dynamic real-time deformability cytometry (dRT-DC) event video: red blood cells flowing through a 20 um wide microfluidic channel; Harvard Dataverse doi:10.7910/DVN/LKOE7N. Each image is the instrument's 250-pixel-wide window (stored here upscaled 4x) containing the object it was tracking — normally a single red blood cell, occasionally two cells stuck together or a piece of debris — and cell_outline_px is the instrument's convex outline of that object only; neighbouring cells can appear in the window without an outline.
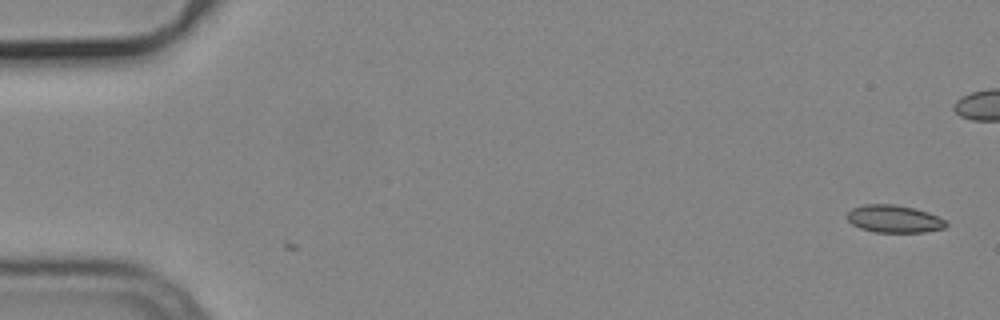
{"species": "common noctule bat (a hibernating species)", "species_latin": "Nyctalus noctula", "temperature_condition": "cold", "stored_images_in_passage": 4, "camera_frame_rate_fps": 3000, "um_per_image_px": 0.085, "animal": {"sex": "male", "body_mass_g": 19.2, "forearm_length_mm": 51.8}, "frame": {"image": 1, "passage_image": 4, "time_ms": 1.0, "image_size_px": [1000, 320], "cell_outline_px": [[948, 224], [944, 228], [924, 232], [876, 232], [860, 228], [852, 224], [844, 216], [852, 208], [864, 204], [892, 204], [912, 208], [928, 212], [944, 220]], "centroid_in_image_um": [75.95, 18.6], "position_along_channel_um": 9.1, "area_um2": 15.78}}